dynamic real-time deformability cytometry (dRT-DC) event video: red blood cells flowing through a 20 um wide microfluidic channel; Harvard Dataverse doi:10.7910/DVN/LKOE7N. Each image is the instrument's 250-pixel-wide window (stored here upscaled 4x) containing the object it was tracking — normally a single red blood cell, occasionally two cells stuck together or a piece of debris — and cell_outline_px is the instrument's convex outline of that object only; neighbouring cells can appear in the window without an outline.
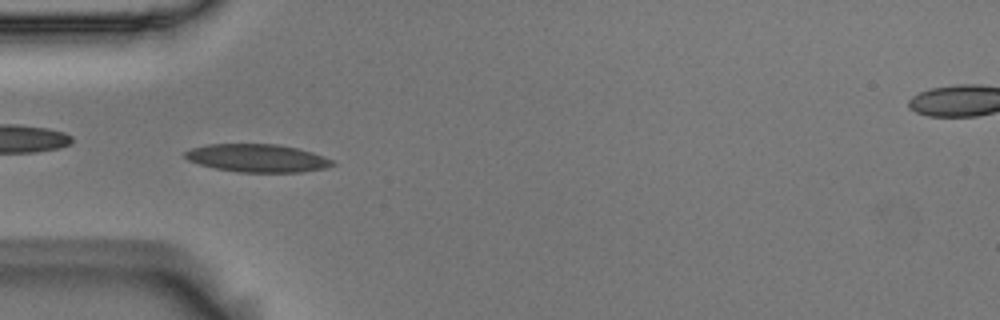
{"species": "Egyptian fruit bat (a non-hibernating species)", "species_latin": "Rousettus aegyptiacus", "temperature_condition": "room temperature", "stored_images_in_passage": 53, "camera_frame_rate_fps": 3000, "um_per_image_px": 0.085, "animal": {"sex": "male"}, "frame": {"image": 1, "passage_image": 15, "time_ms": 4.667, "image_size_px": [1000, 320], "cell_outline_px": [[336, 164], [324, 168], [304, 172], [236, 172], [216, 168], [200, 164], [188, 160], [184, 156], [184, 152], [192, 148], [208, 144], [276, 144], [296, 148], [312, 152], [324, 156], [332, 160]], "centroid_in_image_um": [21.88, 13.44], "position_along_channel_um": 63.1, "area_um2": 23.93}}
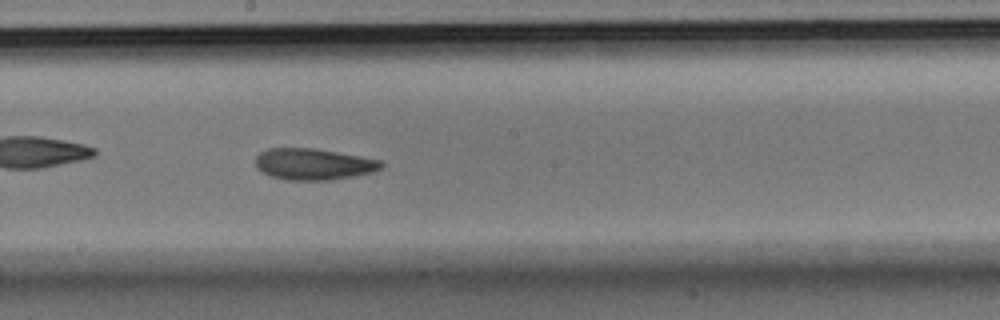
{"frame": {"image": 2, "passage_image": 28, "time_ms": 9.0, "image_size_px": [1000, 320], "cell_outline_px": [[384, 164], [380, 168], [372, 172], [352, 176], [328, 180], [284, 180], [272, 176], [256, 168], [256, 156], [260, 152], [268, 148], [312, 148], [360, 156], [380, 160]], "centroid_in_image_um": [26.61, 13.95], "position_along_channel_um": 221.6, "area_um2": 22.77}}
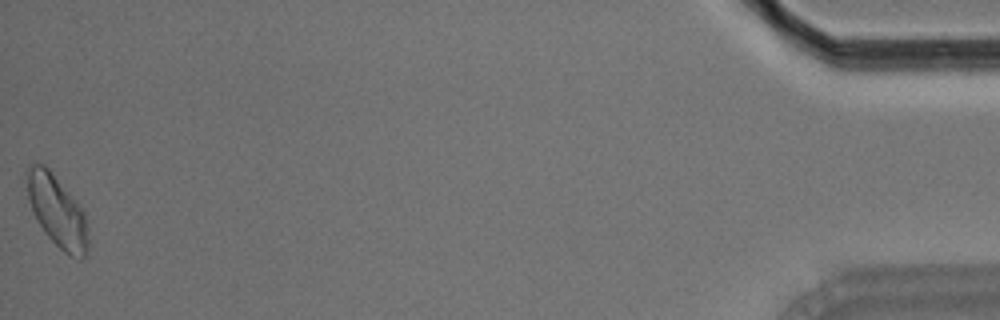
{"frame": {"image": 3, "passage_image": 53, "time_ms": 17.333, "image_size_px": [1000, 320], "cell_outline_px": [[88, 248], [84, 256], [80, 260], [68, 256], [44, 232], [32, 212], [28, 200], [24, 172], [28, 164], [44, 164], [48, 168], [68, 192], [84, 212], [88, 228]], "centroid_in_image_um": [4.82, 17.95], "position_along_channel_um": 430.4, "area_um2": 25.66}, "authors_computed_cell_mechanics": {"area_um2": 23.0044, "velocity_mm_per_s": 3.6645, "shape_relaxation_time_tau1_ms": null, "shape_relaxation_time_tau2_ms": 4.6277, "deformation_change_tau1": null, "deformation_change_tau2": 0.1091}}